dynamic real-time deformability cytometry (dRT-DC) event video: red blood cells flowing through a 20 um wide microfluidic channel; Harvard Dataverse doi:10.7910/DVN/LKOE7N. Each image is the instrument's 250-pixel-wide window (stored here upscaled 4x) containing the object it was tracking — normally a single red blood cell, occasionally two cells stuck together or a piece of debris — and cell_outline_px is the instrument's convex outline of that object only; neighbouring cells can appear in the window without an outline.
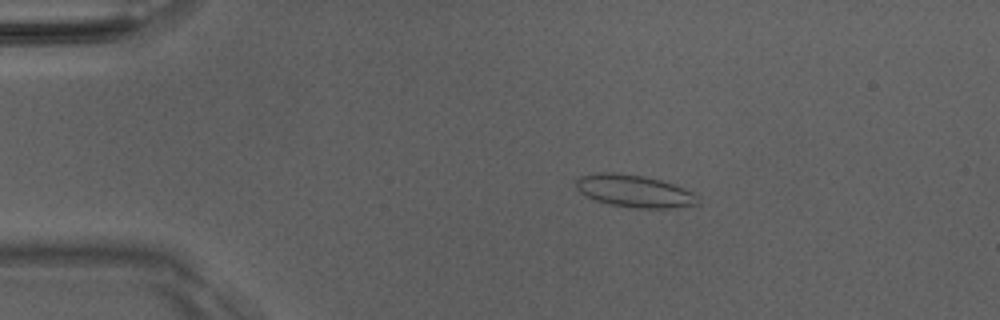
{"species": "Egyptian fruit bat (a non-hibernating species)", "species_latin": "Rousettus aegyptiacus", "temperature_condition": "room temperature", "stored_images_in_passage": 51, "camera_frame_rate_fps": 3000, "um_per_image_px": 0.085, "animal": {"sex": "male"}, "frame": {"image": 1, "passage_image": 10, "time_ms": 3.0, "image_size_px": [1000, 320], "cell_outline_px": [[700, 204], [672, 208], [636, 208], [612, 204], [596, 200], [580, 192], [576, 188], [576, 180], [580, 176], [596, 172], [612, 172], [644, 176], [660, 180], [672, 184], [692, 192], [700, 196]], "centroid_in_image_um": [53.94, 16.24], "position_along_channel_um": 31.1, "area_um2": 22.89}}
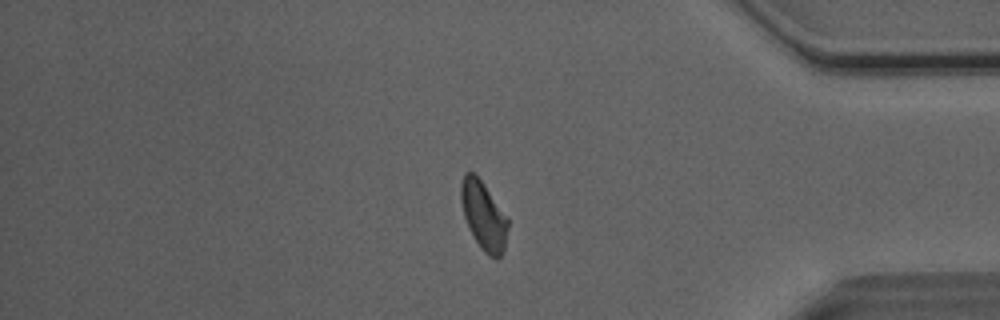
{"frame": {"image": 2, "passage_image": 43, "time_ms": 14.0, "image_size_px": [1000, 320], "cell_outline_px": [[508, 228], [504, 248], [500, 256], [496, 260], [488, 256], [480, 248], [468, 228], [464, 216], [460, 200], [460, 184], [464, 172], [476, 172], [508, 216]], "centroid_in_image_um": [41.1, 18.29], "position_along_channel_um": 394.1, "area_um2": 19.25}}
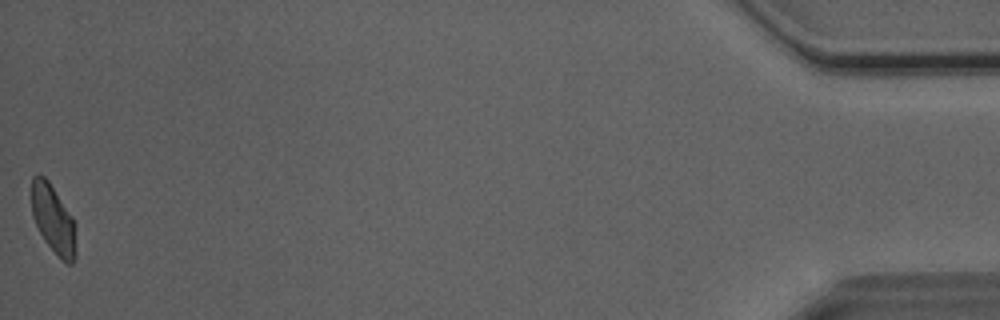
{"frame": {"image": 3, "passage_image": 51, "time_ms": 16.667, "image_size_px": [1000, 320], "cell_outline_px": [[76, 256], [72, 264], [68, 264], [60, 260], [44, 240], [32, 216], [32, 176], [44, 176], [48, 180], [72, 216], [76, 224]], "centroid_in_image_um": [4.56, 18.7], "position_along_channel_um": 430.6, "area_um2": 17.86}, "authors_computed_cell_mechanics": {"area_um2": 19.2474, "velocity_mm_per_s": 4.0508, "shape_relaxation_time_tau1_ms": 6.3521, "shape_relaxation_time_tau2_ms": 2.1021, "deformation_change_tau1": 0.1463, "deformation_change_tau2": 0.0622}}